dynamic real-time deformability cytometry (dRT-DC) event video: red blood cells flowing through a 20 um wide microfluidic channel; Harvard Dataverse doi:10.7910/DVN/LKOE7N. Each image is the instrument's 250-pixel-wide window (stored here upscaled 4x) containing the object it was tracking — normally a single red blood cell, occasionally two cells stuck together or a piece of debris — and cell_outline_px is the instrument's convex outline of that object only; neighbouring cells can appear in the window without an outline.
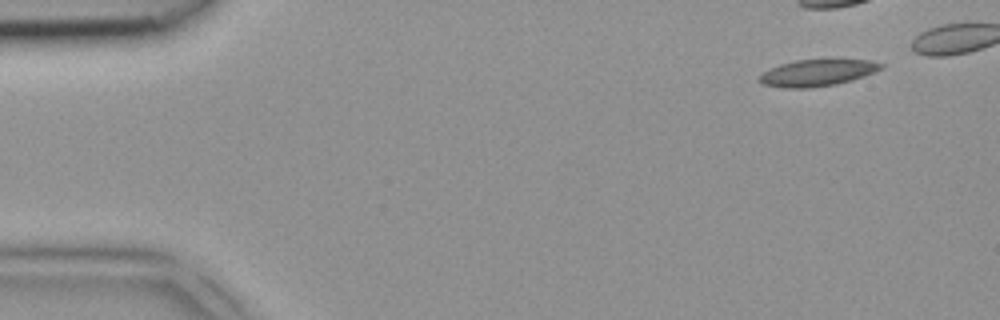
{"species": "common noctule bat (a hibernating species)", "species_latin": "Nyctalus noctula", "temperature_condition": "room temperature", "stored_images_in_passage": 4, "camera_frame_rate_fps": 3000, "um_per_image_px": 0.085, "animal": {"sex": "female", "body_mass_g": 18.4}, "frame": {"image": 1, "passage_image": 1, "time_ms": 0.0, "image_size_px": [1000, 320], "cell_outline_px": [[884, 68], [864, 76], [852, 80], [836, 84], [808, 88], [780, 88], [760, 84], [760, 76], [768, 68], [780, 64], [796, 60], [868, 60], [884, 64]], "centroid_in_image_um": [69.44, 6.2], "position_along_channel_um": 15.6, "area_um2": 18.84}}